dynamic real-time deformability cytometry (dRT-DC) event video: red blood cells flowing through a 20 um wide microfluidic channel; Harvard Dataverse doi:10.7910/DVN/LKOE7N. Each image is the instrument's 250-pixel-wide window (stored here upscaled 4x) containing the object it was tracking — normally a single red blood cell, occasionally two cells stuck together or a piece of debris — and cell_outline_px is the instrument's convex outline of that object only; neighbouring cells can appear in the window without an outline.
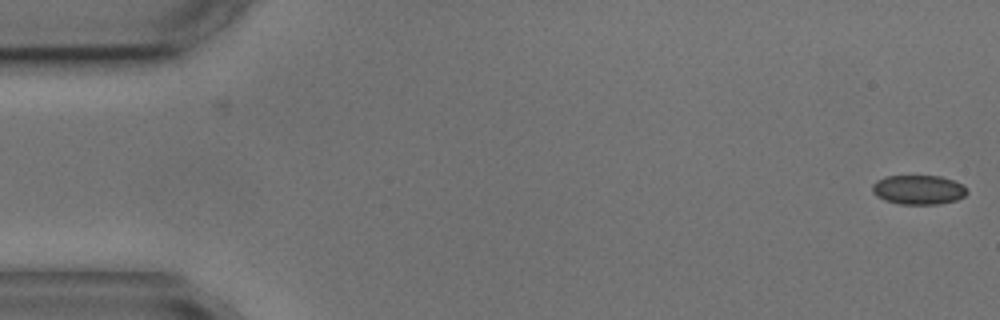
{"species": "common noctule bat (a hibernating species)", "species_latin": "Nyctalus noctula", "temperature_condition": "cold", "stored_images_in_passage": 2, "camera_frame_rate_fps": 3000, "um_per_image_px": 0.085, "animal": {"sex": "male", "body_mass_g": 17.9, "forearm_length_mm": 54.2}, "frame": {"image": 1, "passage_image": 2, "time_ms": 1.333, "image_size_px": [1000, 320], "cell_outline_px": [[968, 192], [964, 196], [956, 200], [936, 204], [900, 204], [884, 200], [876, 196], [872, 192], [872, 184], [876, 180], [884, 176], [940, 176], [964, 184]], "centroid_in_image_um": [78.05, 16.12], "position_along_channel_um": 7.0, "area_um2": 16.3}}